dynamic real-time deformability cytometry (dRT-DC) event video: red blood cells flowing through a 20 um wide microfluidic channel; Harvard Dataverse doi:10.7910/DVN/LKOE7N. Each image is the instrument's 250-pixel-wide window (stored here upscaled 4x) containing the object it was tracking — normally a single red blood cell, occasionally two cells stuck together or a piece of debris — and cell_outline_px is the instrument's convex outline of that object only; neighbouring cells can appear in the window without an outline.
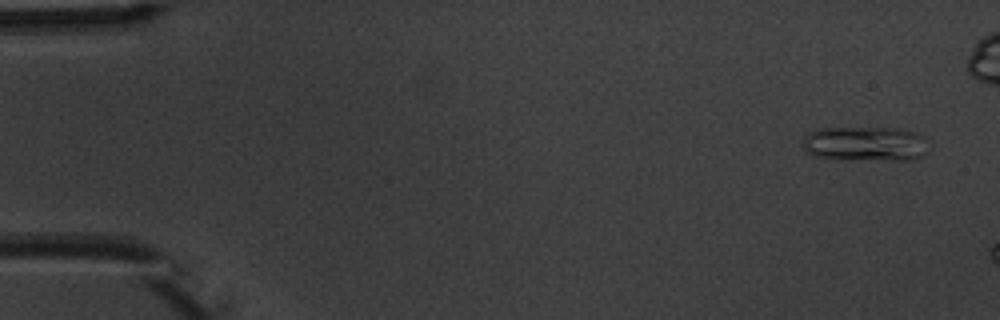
{"species": "common noctule bat (a hibernating species)", "species_latin": "Nyctalus noctula", "temperature_condition": "warm", "stored_images_in_passage": 3, "camera_frame_rate_fps": 3000, "um_per_image_px": 0.085, "animal": {"sex": "male", "body_mass_g": 20.1, "forearm_length_mm": 53.5}, "frame": {"image": 1, "passage_image": 1, "time_ms": 0.0, "image_size_px": [1000, 320], "cell_outline_px": [[932, 148], [924, 156], [908, 160], [896, 160], [816, 156], [804, 152], [800, 144], [804, 136], [808, 132], [816, 128], [900, 128], [916, 132], [924, 136]], "centroid_in_image_um": [73.6, 12.19], "position_along_channel_um": 11.4, "area_um2": 25.78}}